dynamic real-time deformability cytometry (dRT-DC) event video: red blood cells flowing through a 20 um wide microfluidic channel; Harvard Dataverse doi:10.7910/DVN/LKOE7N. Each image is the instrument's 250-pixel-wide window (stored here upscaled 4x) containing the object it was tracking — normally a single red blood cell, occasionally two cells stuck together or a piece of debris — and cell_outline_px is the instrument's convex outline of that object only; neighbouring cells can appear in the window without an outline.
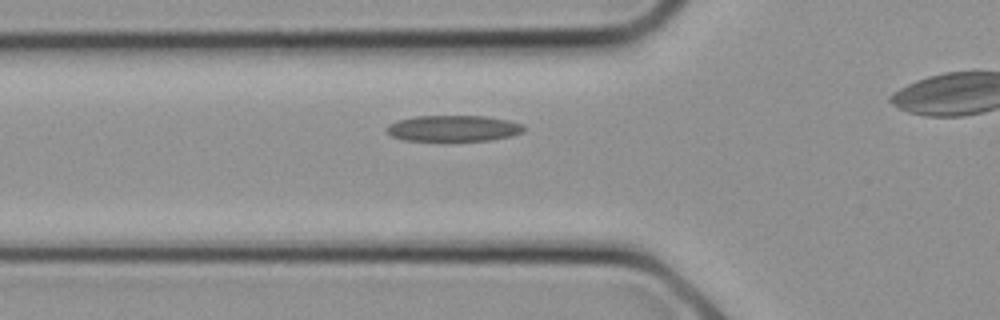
{"species": "common noctule bat (a hibernating species)", "species_latin": "Nyctalus noctula", "temperature_condition": "cold", "stored_images_in_passage": 9, "segment_of_instrument_passage": [1, 2], "camera_frame_rate_fps": 3000, "um_per_image_px": 0.085, "animal": {"sex": "female", "body_mass_g": 21.9}, "frame": {"image": 1, "passage_image": 6, "time_ms": 1.667, "image_size_px": [1000, 320], "cell_outline_px": [[524, 132], [512, 136], [492, 140], [404, 140], [392, 136], [384, 128], [388, 124], [396, 120], [416, 116], [484, 116], [508, 120], [524, 124]], "centroid_in_image_um": [38.55, 10.9], "position_along_channel_um": 87.3, "area_um2": 20.87}}
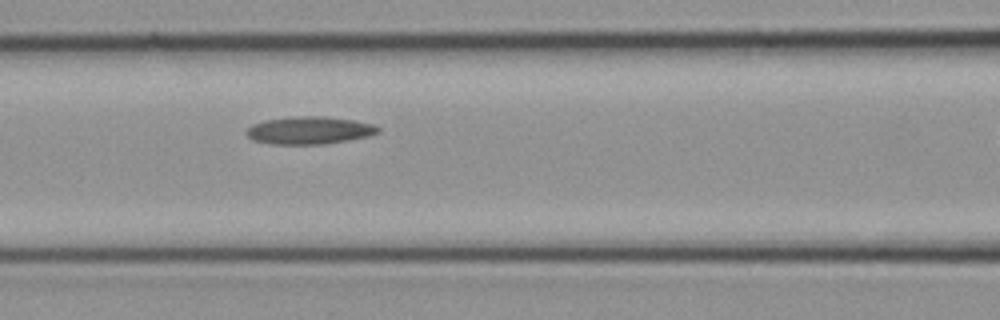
{"frame": {"image": 2, "passage_image": 8, "time_ms": 2.333, "image_size_px": [1000, 320], "cell_outline_px": [[380, 132], [368, 136], [348, 140], [320, 144], [272, 144], [252, 140], [248, 136], [248, 128], [252, 124], [264, 120], [292, 116], [324, 116], [352, 120], [372, 124], [380, 128]], "centroid_in_image_um": [26.29, 11.07], "position_along_channel_um": 140.3, "area_um2": 21.04}}